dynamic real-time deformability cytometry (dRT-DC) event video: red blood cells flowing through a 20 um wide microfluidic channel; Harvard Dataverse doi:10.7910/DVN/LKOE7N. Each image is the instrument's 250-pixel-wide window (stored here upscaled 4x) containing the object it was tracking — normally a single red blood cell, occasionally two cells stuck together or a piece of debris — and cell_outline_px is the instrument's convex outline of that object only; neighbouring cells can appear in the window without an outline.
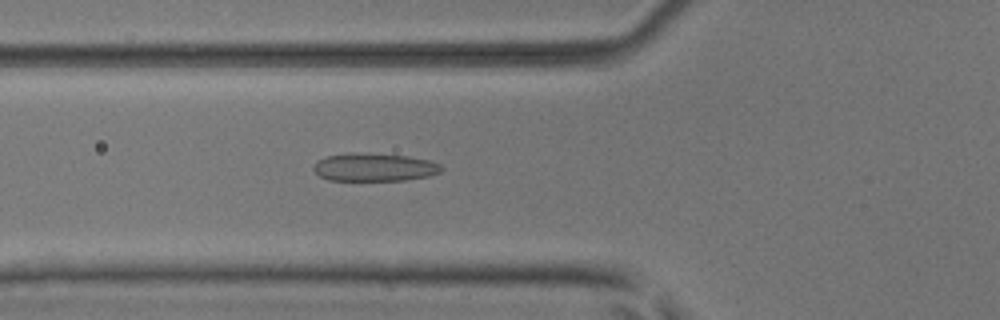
{"species": "common noctule bat (a hibernating species)", "species_latin": "Nyctalus noctula", "temperature_condition": "room temperature", "stored_images_in_passage": 36, "camera_frame_rate_fps": 3000, "um_per_image_px": 0.085, "animal": {"sex": "male", "body_mass_g": 17.9, "forearm_length_mm": 54.2}, "frame": {"image": 1, "passage_image": 6, "time_ms": 1.667, "image_size_px": [1000, 320], "cell_outline_px": [[444, 168], [440, 172], [428, 176], [404, 180], [328, 180], [320, 176], [312, 168], [316, 160], [328, 156], [352, 152], [356, 152], [408, 156], [428, 160], [440, 164]], "centroid_in_image_um": [31.8, 14.21], "position_along_channel_um": 94.0, "area_um2": 20.87}}
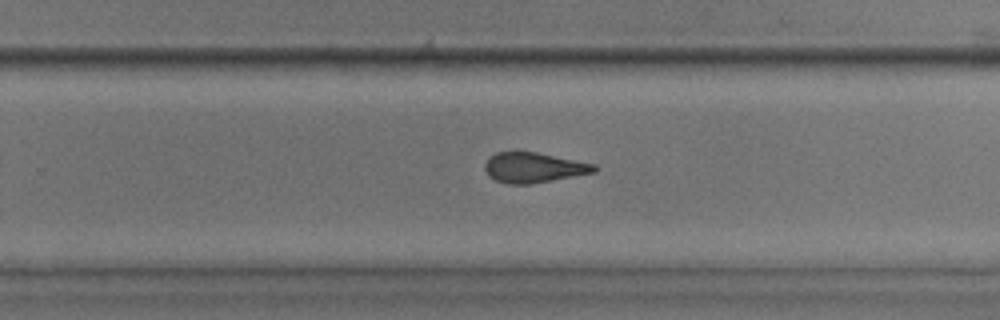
{"frame": {"image": 2, "passage_image": 20, "time_ms": 6.333, "image_size_px": [1000, 320], "cell_outline_px": [[596, 172], [528, 184], [508, 184], [496, 180], [488, 176], [484, 168], [484, 164], [496, 152], [536, 152], [596, 164]], "centroid_in_image_um": [45.35, 14.24], "position_along_channel_um": 284.4, "area_um2": 18.96}}
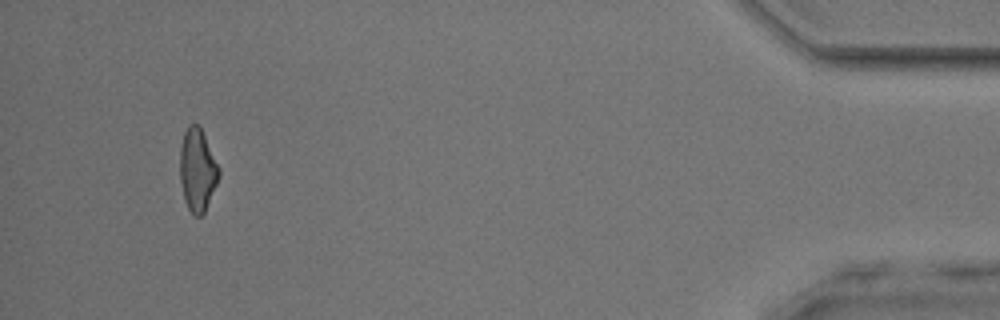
{"frame": {"image": 3, "passage_image": 35, "time_ms": 11.333, "image_size_px": [1000, 320], "cell_outline_px": [[220, 176], [204, 212], [200, 216], [196, 216], [188, 208], [184, 200], [180, 180], [180, 148], [184, 132], [188, 124], [200, 124], [220, 168]], "centroid_in_image_um": [16.79, 14.4], "position_along_channel_um": 418.4, "area_um2": 18.9}}